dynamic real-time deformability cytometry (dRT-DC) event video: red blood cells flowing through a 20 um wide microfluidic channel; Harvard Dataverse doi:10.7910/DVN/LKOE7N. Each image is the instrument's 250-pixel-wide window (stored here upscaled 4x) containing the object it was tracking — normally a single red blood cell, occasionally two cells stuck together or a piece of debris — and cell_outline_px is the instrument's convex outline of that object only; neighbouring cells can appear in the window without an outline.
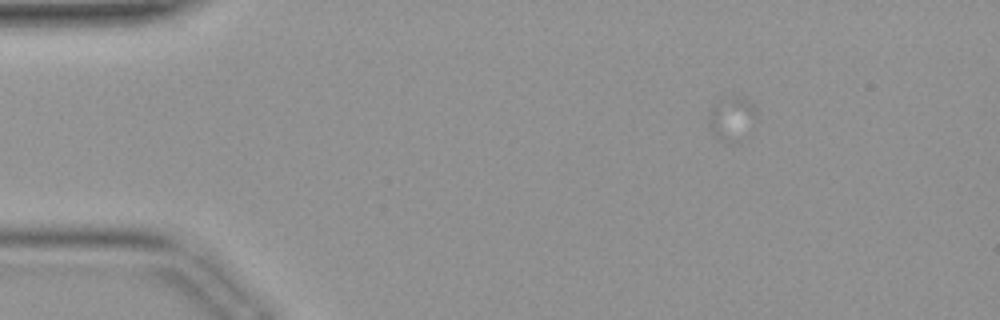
{"species": "common noctule bat (a hibernating species)", "species_latin": "Nyctalus noctula", "temperature_condition": "warm", "stored_images_in_passage": 14, "camera_frame_rate_fps": 3000, "um_per_image_px": 0.085, "animal": {"sex": "female", "body_mass_g": 19.9}, "frame": {"image": 1, "passage_image": 1, "time_ms": 0.0, "image_size_px": [1000, 320], "cell_outline_px": [[756, 116], [736, 144], [724, 144], [716, 136], [708, 124], [708, 120], [712, 108], [724, 96], [744, 96], [756, 108]], "centroid_in_image_um": [62.18, 10.06], "position_along_channel_um": 22.8, "area_um2": 12.02}}
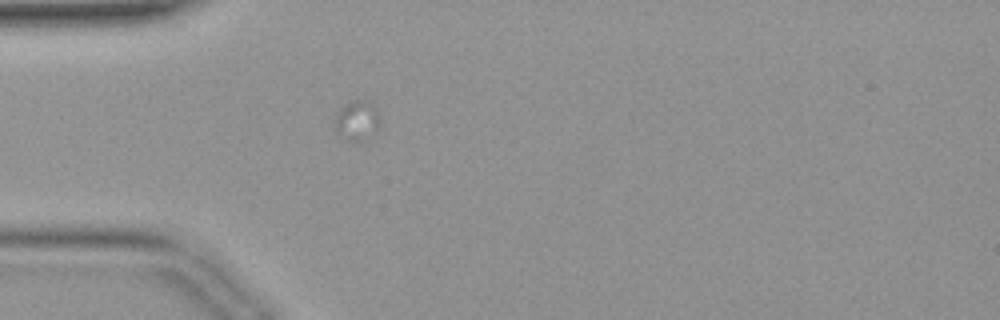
{"frame": {"image": 2, "passage_image": 8, "time_ms": 2.333, "image_size_px": [1000, 320], "cell_outline_px": [[380, 128], [360, 140], [348, 140], [340, 136], [336, 132], [332, 124], [340, 108], [352, 100], [368, 100], [376, 108], [380, 120]], "centroid_in_image_um": [30.32, 10.22], "position_along_channel_um": 54.7, "area_um2": 10.46}}